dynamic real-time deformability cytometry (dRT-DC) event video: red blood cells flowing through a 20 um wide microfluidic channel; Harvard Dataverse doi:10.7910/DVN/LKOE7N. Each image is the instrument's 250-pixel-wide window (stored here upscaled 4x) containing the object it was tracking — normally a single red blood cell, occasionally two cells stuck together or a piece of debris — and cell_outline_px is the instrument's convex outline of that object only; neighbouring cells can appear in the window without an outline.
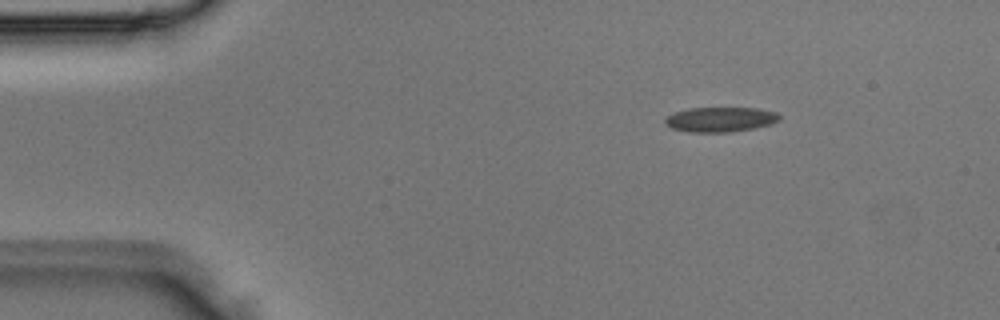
{"species": "Egyptian fruit bat (a non-hibernating species)", "species_latin": "Rousettus aegyptiacus", "temperature_condition": "room temperature", "stored_images_in_passage": 3, "camera_frame_rate_fps": 3000, "um_per_image_px": 0.085, "animal": {"sex": "male"}, "frame": {"image": 1, "passage_image": 1, "time_ms": 0.0, "image_size_px": [1000, 320], "cell_outline_px": [[780, 120], [768, 124], [752, 128], [728, 132], [688, 132], [672, 128], [664, 124], [664, 120], [668, 116], [676, 112], [688, 108], [756, 108], [776, 112], [780, 116]], "centroid_in_image_um": [61.2, 10.15], "position_along_channel_um": 23.8, "area_um2": 16.36}}